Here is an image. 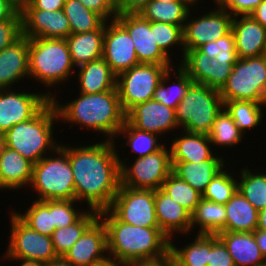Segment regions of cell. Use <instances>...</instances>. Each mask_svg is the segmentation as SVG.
<instances>
[{
	"label": "cell",
	"instance_id": "cell-39",
	"mask_svg": "<svg viewBox=\"0 0 266 266\" xmlns=\"http://www.w3.org/2000/svg\"><path fill=\"white\" fill-rule=\"evenodd\" d=\"M15 214L30 228L40 234L52 236L55 225L52 219V200H34L24 213Z\"/></svg>",
	"mask_w": 266,
	"mask_h": 266
},
{
	"label": "cell",
	"instance_id": "cell-23",
	"mask_svg": "<svg viewBox=\"0 0 266 266\" xmlns=\"http://www.w3.org/2000/svg\"><path fill=\"white\" fill-rule=\"evenodd\" d=\"M29 38L21 36L0 51V89H13L24 77L29 78Z\"/></svg>",
	"mask_w": 266,
	"mask_h": 266
},
{
	"label": "cell",
	"instance_id": "cell-57",
	"mask_svg": "<svg viewBox=\"0 0 266 266\" xmlns=\"http://www.w3.org/2000/svg\"><path fill=\"white\" fill-rule=\"evenodd\" d=\"M7 2L18 12L21 13L31 2V0H7Z\"/></svg>",
	"mask_w": 266,
	"mask_h": 266
},
{
	"label": "cell",
	"instance_id": "cell-37",
	"mask_svg": "<svg viewBox=\"0 0 266 266\" xmlns=\"http://www.w3.org/2000/svg\"><path fill=\"white\" fill-rule=\"evenodd\" d=\"M98 217L99 212L87 210L76 223L56 229L51 236L56 255L63 257Z\"/></svg>",
	"mask_w": 266,
	"mask_h": 266
},
{
	"label": "cell",
	"instance_id": "cell-49",
	"mask_svg": "<svg viewBox=\"0 0 266 266\" xmlns=\"http://www.w3.org/2000/svg\"><path fill=\"white\" fill-rule=\"evenodd\" d=\"M22 36V20L0 22V51L10 46Z\"/></svg>",
	"mask_w": 266,
	"mask_h": 266
},
{
	"label": "cell",
	"instance_id": "cell-1",
	"mask_svg": "<svg viewBox=\"0 0 266 266\" xmlns=\"http://www.w3.org/2000/svg\"><path fill=\"white\" fill-rule=\"evenodd\" d=\"M116 141H99L93 145L61 146L68 152L74 175L75 200L87 202L89 210H107L120 187V163Z\"/></svg>",
	"mask_w": 266,
	"mask_h": 266
},
{
	"label": "cell",
	"instance_id": "cell-6",
	"mask_svg": "<svg viewBox=\"0 0 266 266\" xmlns=\"http://www.w3.org/2000/svg\"><path fill=\"white\" fill-rule=\"evenodd\" d=\"M48 155L33 164L30 186L39 195L35 200H74V175L68 152L59 144L57 149Z\"/></svg>",
	"mask_w": 266,
	"mask_h": 266
},
{
	"label": "cell",
	"instance_id": "cell-19",
	"mask_svg": "<svg viewBox=\"0 0 266 266\" xmlns=\"http://www.w3.org/2000/svg\"><path fill=\"white\" fill-rule=\"evenodd\" d=\"M126 120L135 128L165 137V132L180 129L175 109L151 99L138 103L126 113ZM171 130V131H170Z\"/></svg>",
	"mask_w": 266,
	"mask_h": 266
},
{
	"label": "cell",
	"instance_id": "cell-47",
	"mask_svg": "<svg viewBox=\"0 0 266 266\" xmlns=\"http://www.w3.org/2000/svg\"><path fill=\"white\" fill-rule=\"evenodd\" d=\"M207 266H235L227 247L217 235H209V261Z\"/></svg>",
	"mask_w": 266,
	"mask_h": 266
},
{
	"label": "cell",
	"instance_id": "cell-31",
	"mask_svg": "<svg viewBox=\"0 0 266 266\" xmlns=\"http://www.w3.org/2000/svg\"><path fill=\"white\" fill-rule=\"evenodd\" d=\"M195 227H199L197 234L217 235L226 232L224 204L202 198L191 213V232Z\"/></svg>",
	"mask_w": 266,
	"mask_h": 266
},
{
	"label": "cell",
	"instance_id": "cell-16",
	"mask_svg": "<svg viewBox=\"0 0 266 266\" xmlns=\"http://www.w3.org/2000/svg\"><path fill=\"white\" fill-rule=\"evenodd\" d=\"M109 22H105L102 58L118 76L140 63L128 31L116 19Z\"/></svg>",
	"mask_w": 266,
	"mask_h": 266
},
{
	"label": "cell",
	"instance_id": "cell-4",
	"mask_svg": "<svg viewBox=\"0 0 266 266\" xmlns=\"http://www.w3.org/2000/svg\"><path fill=\"white\" fill-rule=\"evenodd\" d=\"M58 120L57 110L50 99L32 118L13 125L4 134L5 146L35 164L59 146L53 137V126Z\"/></svg>",
	"mask_w": 266,
	"mask_h": 266
},
{
	"label": "cell",
	"instance_id": "cell-10",
	"mask_svg": "<svg viewBox=\"0 0 266 266\" xmlns=\"http://www.w3.org/2000/svg\"><path fill=\"white\" fill-rule=\"evenodd\" d=\"M164 145L156 153L136 158L133 165L120 159V185L134 189L157 190L172 172L170 147Z\"/></svg>",
	"mask_w": 266,
	"mask_h": 266
},
{
	"label": "cell",
	"instance_id": "cell-60",
	"mask_svg": "<svg viewBox=\"0 0 266 266\" xmlns=\"http://www.w3.org/2000/svg\"><path fill=\"white\" fill-rule=\"evenodd\" d=\"M8 260H20L21 264L20 266H46V263H42L39 261H33V260H24V259H8Z\"/></svg>",
	"mask_w": 266,
	"mask_h": 266
},
{
	"label": "cell",
	"instance_id": "cell-43",
	"mask_svg": "<svg viewBox=\"0 0 266 266\" xmlns=\"http://www.w3.org/2000/svg\"><path fill=\"white\" fill-rule=\"evenodd\" d=\"M224 168L207 185L202 198L215 203L226 204L238 190V179Z\"/></svg>",
	"mask_w": 266,
	"mask_h": 266
},
{
	"label": "cell",
	"instance_id": "cell-8",
	"mask_svg": "<svg viewBox=\"0 0 266 266\" xmlns=\"http://www.w3.org/2000/svg\"><path fill=\"white\" fill-rule=\"evenodd\" d=\"M219 92L223 103L244 100L266 104V54L238 58Z\"/></svg>",
	"mask_w": 266,
	"mask_h": 266
},
{
	"label": "cell",
	"instance_id": "cell-40",
	"mask_svg": "<svg viewBox=\"0 0 266 266\" xmlns=\"http://www.w3.org/2000/svg\"><path fill=\"white\" fill-rule=\"evenodd\" d=\"M247 166L241 169L238 190L258 210L266 208V174L252 173Z\"/></svg>",
	"mask_w": 266,
	"mask_h": 266
},
{
	"label": "cell",
	"instance_id": "cell-18",
	"mask_svg": "<svg viewBox=\"0 0 266 266\" xmlns=\"http://www.w3.org/2000/svg\"><path fill=\"white\" fill-rule=\"evenodd\" d=\"M236 62H218L199 49L186 51L178 64L195 83L220 90L226 83Z\"/></svg>",
	"mask_w": 266,
	"mask_h": 266
},
{
	"label": "cell",
	"instance_id": "cell-2",
	"mask_svg": "<svg viewBox=\"0 0 266 266\" xmlns=\"http://www.w3.org/2000/svg\"><path fill=\"white\" fill-rule=\"evenodd\" d=\"M107 231L109 259L121 263L154 261L169 255L170 239L159 227H140L120 221L109 209L99 212Z\"/></svg>",
	"mask_w": 266,
	"mask_h": 266
},
{
	"label": "cell",
	"instance_id": "cell-28",
	"mask_svg": "<svg viewBox=\"0 0 266 266\" xmlns=\"http://www.w3.org/2000/svg\"><path fill=\"white\" fill-rule=\"evenodd\" d=\"M224 159H208L198 163L171 161L172 172L203 194L212 178L225 168Z\"/></svg>",
	"mask_w": 266,
	"mask_h": 266
},
{
	"label": "cell",
	"instance_id": "cell-42",
	"mask_svg": "<svg viewBox=\"0 0 266 266\" xmlns=\"http://www.w3.org/2000/svg\"><path fill=\"white\" fill-rule=\"evenodd\" d=\"M162 188L170 194L172 199L186 208L190 213L202 199V194L196 191L190 184L179 178L173 172L163 182Z\"/></svg>",
	"mask_w": 266,
	"mask_h": 266
},
{
	"label": "cell",
	"instance_id": "cell-25",
	"mask_svg": "<svg viewBox=\"0 0 266 266\" xmlns=\"http://www.w3.org/2000/svg\"><path fill=\"white\" fill-rule=\"evenodd\" d=\"M182 135V136H181ZM170 143L171 161L202 162L208 159H223L213 153L208 134L190 133L183 130Z\"/></svg>",
	"mask_w": 266,
	"mask_h": 266
},
{
	"label": "cell",
	"instance_id": "cell-29",
	"mask_svg": "<svg viewBox=\"0 0 266 266\" xmlns=\"http://www.w3.org/2000/svg\"><path fill=\"white\" fill-rule=\"evenodd\" d=\"M79 93L96 94L116 88L117 76L103 58L78 67Z\"/></svg>",
	"mask_w": 266,
	"mask_h": 266
},
{
	"label": "cell",
	"instance_id": "cell-44",
	"mask_svg": "<svg viewBox=\"0 0 266 266\" xmlns=\"http://www.w3.org/2000/svg\"><path fill=\"white\" fill-rule=\"evenodd\" d=\"M198 49L210 59L215 58L218 62H236L238 59L235 38L232 31L224 37L203 44Z\"/></svg>",
	"mask_w": 266,
	"mask_h": 266
},
{
	"label": "cell",
	"instance_id": "cell-62",
	"mask_svg": "<svg viewBox=\"0 0 266 266\" xmlns=\"http://www.w3.org/2000/svg\"><path fill=\"white\" fill-rule=\"evenodd\" d=\"M180 1H182L189 8L193 7L195 4H197L199 2L198 0H180ZM213 2H214V0H213Z\"/></svg>",
	"mask_w": 266,
	"mask_h": 266
},
{
	"label": "cell",
	"instance_id": "cell-3",
	"mask_svg": "<svg viewBox=\"0 0 266 266\" xmlns=\"http://www.w3.org/2000/svg\"><path fill=\"white\" fill-rule=\"evenodd\" d=\"M53 102L59 120L80 124L86 129L102 133L106 141H114L124 125L126 113L123 111L117 89L96 94L79 93L76 99L60 104L54 95ZM59 103V104H58Z\"/></svg>",
	"mask_w": 266,
	"mask_h": 266
},
{
	"label": "cell",
	"instance_id": "cell-24",
	"mask_svg": "<svg viewBox=\"0 0 266 266\" xmlns=\"http://www.w3.org/2000/svg\"><path fill=\"white\" fill-rule=\"evenodd\" d=\"M218 238L227 247L235 266H260L266 258L259 248L255 232H219Z\"/></svg>",
	"mask_w": 266,
	"mask_h": 266
},
{
	"label": "cell",
	"instance_id": "cell-59",
	"mask_svg": "<svg viewBox=\"0 0 266 266\" xmlns=\"http://www.w3.org/2000/svg\"><path fill=\"white\" fill-rule=\"evenodd\" d=\"M46 266H74L69 261L65 260L63 257H57L46 263Z\"/></svg>",
	"mask_w": 266,
	"mask_h": 266
},
{
	"label": "cell",
	"instance_id": "cell-17",
	"mask_svg": "<svg viewBox=\"0 0 266 266\" xmlns=\"http://www.w3.org/2000/svg\"><path fill=\"white\" fill-rule=\"evenodd\" d=\"M107 231L98 217L82 234L63 258L74 266H96L109 259Z\"/></svg>",
	"mask_w": 266,
	"mask_h": 266
},
{
	"label": "cell",
	"instance_id": "cell-21",
	"mask_svg": "<svg viewBox=\"0 0 266 266\" xmlns=\"http://www.w3.org/2000/svg\"><path fill=\"white\" fill-rule=\"evenodd\" d=\"M156 219L160 230L172 241L176 233L190 234L191 213L162 187L154 190Z\"/></svg>",
	"mask_w": 266,
	"mask_h": 266
},
{
	"label": "cell",
	"instance_id": "cell-35",
	"mask_svg": "<svg viewBox=\"0 0 266 266\" xmlns=\"http://www.w3.org/2000/svg\"><path fill=\"white\" fill-rule=\"evenodd\" d=\"M62 10L69 20L71 34L97 30L106 22L102 16L86 8L79 0H66Z\"/></svg>",
	"mask_w": 266,
	"mask_h": 266
},
{
	"label": "cell",
	"instance_id": "cell-36",
	"mask_svg": "<svg viewBox=\"0 0 266 266\" xmlns=\"http://www.w3.org/2000/svg\"><path fill=\"white\" fill-rule=\"evenodd\" d=\"M265 105L253 101L231 100L224 102V109L231 116L240 131L245 134L248 129H254L257 125H261L262 118L264 117L262 111Z\"/></svg>",
	"mask_w": 266,
	"mask_h": 266
},
{
	"label": "cell",
	"instance_id": "cell-7",
	"mask_svg": "<svg viewBox=\"0 0 266 266\" xmlns=\"http://www.w3.org/2000/svg\"><path fill=\"white\" fill-rule=\"evenodd\" d=\"M223 108L218 89L192 82L175 109L177 125L186 132L209 134Z\"/></svg>",
	"mask_w": 266,
	"mask_h": 266
},
{
	"label": "cell",
	"instance_id": "cell-15",
	"mask_svg": "<svg viewBox=\"0 0 266 266\" xmlns=\"http://www.w3.org/2000/svg\"><path fill=\"white\" fill-rule=\"evenodd\" d=\"M115 19L133 40L139 63L173 65L172 57H168L155 42L154 22L144 19L140 14H122Z\"/></svg>",
	"mask_w": 266,
	"mask_h": 266
},
{
	"label": "cell",
	"instance_id": "cell-26",
	"mask_svg": "<svg viewBox=\"0 0 266 266\" xmlns=\"http://www.w3.org/2000/svg\"><path fill=\"white\" fill-rule=\"evenodd\" d=\"M33 163L5 146L0 156V189L20 190L32 180Z\"/></svg>",
	"mask_w": 266,
	"mask_h": 266
},
{
	"label": "cell",
	"instance_id": "cell-55",
	"mask_svg": "<svg viewBox=\"0 0 266 266\" xmlns=\"http://www.w3.org/2000/svg\"><path fill=\"white\" fill-rule=\"evenodd\" d=\"M250 15L266 29V0H262Z\"/></svg>",
	"mask_w": 266,
	"mask_h": 266
},
{
	"label": "cell",
	"instance_id": "cell-51",
	"mask_svg": "<svg viewBox=\"0 0 266 266\" xmlns=\"http://www.w3.org/2000/svg\"><path fill=\"white\" fill-rule=\"evenodd\" d=\"M151 0H118L115 11L117 15L139 14Z\"/></svg>",
	"mask_w": 266,
	"mask_h": 266
},
{
	"label": "cell",
	"instance_id": "cell-22",
	"mask_svg": "<svg viewBox=\"0 0 266 266\" xmlns=\"http://www.w3.org/2000/svg\"><path fill=\"white\" fill-rule=\"evenodd\" d=\"M231 31L234 34L238 58L265 55L266 29L251 15L233 17Z\"/></svg>",
	"mask_w": 266,
	"mask_h": 266
},
{
	"label": "cell",
	"instance_id": "cell-20",
	"mask_svg": "<svg viewBox=\"0 0 266 266\" xmlns=\"http://www.w3.org/2000/svg\"><path fill=\"white\" fill-rule=\"evenodd\" d=\"M21 18L22 35L27 38L66 39L71 34L69 20L62 9H24Z\"/></svg>",
	"mask_w": 266,
	"mask_h": 266
},
{
	"label": "cell",
	"instance_id": "cell-9",
	"mask_svg": "<svg viewBox=\"0 0 266 266\" xmlns=\"http://www.w3.org/2000/svg\"><path fill=\"white\" fill-rule=\"evenodd\" d=\"M173 65L140 63L117 76L116 88L121 107L127 113L138 103L154 97L163 75Z\"/></svg>",
	"mask_w": 266,
	"mask_h": 266
},
{
	"label": "cell",
	"instance_id": "cell-12",
	"mask_svg": "<svg viewBox=\"0 0 266 266\" xmlns=\"http://www.w3.org/2000/svg\"><path fill=\"white\" fill-rule=\"evenodd\" d=\"M109 210L124 223L140 227H159L152 189H134L120 185Z\"/></svg>",
	"mask_w": 266,
	"mask_h": 266
},
{
	"label": "cell",
	"instance_id": "cell-46",
	"mask_svg": "<svg viewBox=\"0 0 266 266\" xmlns=\"http://www.w3.org/2000/svg\"><path fill=\"white\" fill-rule=\"evenodd\" d=\"M77 200H52V219L55 225V230L70 226L76 223L86 212L75 209Z\"/></svg>",
	"mask_w": 266,
	"mask_h": 266
},
{
	"label": "cell",
	"instance_id": "cell-14",
	"mask_svg": "<svg viewBox=\"0 0 266 266\" xmlns=\"http://www.w3.org/2000/svg\"><path fill=\"white\" fill-rule=\"evenodd\" d=\"M18 91V92H16ZM0 89V133L5 134L13 125L32 118L50 99L52 93H28L22 90Z\"/></svg>",
	"mask_w": 266,
	"mask_h": 266
},
{
	"label": "cell",
	"instance_id": "cell-48",
	"mask_svg": "<svg viewBox=\"0 0 266 266\" xmlns=\"http://www.w3.org/2000/svg\"><path fill=\"white\" fill-rule=\"evenodd\" d=\"M262 0H214L217 7L225 9L233 17L250 15Z\"/></svg>",
	"mask_w": 266,
	"mask_h": 266
},
{
	"label": "cell",
	"instance_id": "cell-5",
	"mask_svg": "<svg viewBox=\"0 0 266 266\" xmlns=\"http://www.w3.org/2000/svg\"><path fill=\"white\" fill-rule=\"evenodd\" d=\"M28 62L29 77L49 89L76 73L65 39L29 38Z\"/></svg>",
	"mask_w": 266,
	"mask_h": 266
},
{
	"label": "cell",
	"instance_id": "cell-50",
	"mask_svg": "<svg viewBox=\"0 0 266 266\" xmlns=\"http://www.w3.org/2000/svg\"><path fill=\"white\" fill-rule=\"evenodd\" d=\"M88 9L102 16L106 21L117 16L115 7L108 0H79Z\"/></svg>",
	"mask_w": 266,
	"mask_h": 266
},
{
	"label": "cell",
	"instance_id": "cell-63",
	"mask_svg": "<svg viewBox=\"0 0 266 266\" xmlns=\"http://www.w3.org/2000/svg\"><path fill=\"white\" fill-rule=\"evenodd\" d=\"M4 148H5V137H4V134L0 133V156Z\"/></svg>",
	"mask_w": 266,
	"mask_h": 266
},
{
	"label": "cell",
	"instance_id": "cell-52",
	"mask_svg": "<svg viewBox=\"0 0 266 266\" xmlns=\"http://www.w3.org/2000/svg\"><path fill=\"white\" fill-rule=\"evenodd\" d=\"M66 0H31L25 9L57 11L63 9Z\"/></svg>",
	"mask_w": 266,
	"mask_h": 266
},
{
	"label": "cell",
	"instance_id": "cell-65",
	"mask_svg": "<svg viewBox=\"0 0 266 266\" xmlns=\"http://www.w3.org/2000/svg\"><path fill=\"white\" fill-rule=\"evenodd\" d=\"M157 1H160V2H171V1H180V0H157Z\"/></svg>",
	"mask_w": 266,
	"mask_h": 266
},
{
	"label": "cell",
	"instance_id": "cell-56",
	"mask_svg": "<svg viewBox=\"0 0 266 266\" xmlns=\"http://www.w3.org/2000/svg\"><path fill=\"white\" fill-rule=\"evenodd\" d=\"M255 238L259 248L261 249L262 254L266 258V230L265 231L256 230Z\"/></svg>",
	"mask_w": 266,
	"mask_h": 266
},
{
	"label": "cell",
	"instance_id": "cell-53",
	"mask_svg": "<svg viewBox=\"0 0 266 266\" xmlns=\"http://www.w3.org/2000/svg\"><path fill=\"white\" fill-rule=\"evenodd\" d=\"M5 20H22L21 13H18L7 0H0V22Z\"/></svg>",
	"mask_w": 266,
	"mask_h": 266
},
{
	"label": "cell",
	"instance_id": "cell-30",
	"mask_svg": "<svg viewBox=\"0 0 266 266\" xmlns=\"http://www.w3.org/2000/svg\"><path fill=\"white\" fill-rule=\"evenodd\" d=\"M227 232H255L258 224V210L237 190L224 204Z\"/></svg>",
	"mask_w": 266,
	"mask_h": 266
},
{
	"label": "cell",
	"instance_id": "cell-61",
	"mask_svg": "<svg viewBox=\"0 0 266 266\" xmlns=\"http://www.w3.org/2000/svg\"><path fill=\"white\" fill-rule=\"evenodd\" d=\"M96 266H129V264L121 263V262H118L115 260L108 259L107 261H105L101 264H98Z\"/></svg>",
	"mask_w": 266,
	"mask_h": 266
},
{
	"label": "cell",
	"instance_id": "cell-32",
	"mask_svg": "<svg viewBox=\"0 0 266 266\" xmlns=\"http://www.w3.org/2000/svg\"><path fill=\"white\" fill-rule=\"evenodd\" d=\"M174 68H176L177 71L174 70ZM170 71L173 72V76L176 75L175 77L177 82L169 86L167 83H169L172 76V72ZM192 82V79L180 66L176 67L174 65V67L169 68L163 75L161 83L158 85L154 93L153 99L159 101L160 103H163L169 108L176 109L178 103L185 96L187 89Z\"/></svg>",
	"mask_w": 266,
	"mask_h": 266
},
{
	"label": "cell",
	"instance_id": "cell-27",
	"mask_svg": "<svg viewBox=\"0 0 266 266\" xmlns=\"http://www.w3.org/2000/svg\"><path fill=\"white\" fill-rule=\"evenodd\" d=\"M105 23L97 30L70 34L65 40L75 68L102 58Z\"/></svg>",
	"mask_w": 266,
	"mask_h": 266
},
{
	"label": "cell",
	"instance_id": "cell-64",
	"mask_svg": "<svg viewBox=\"0 0 266 266\" xmlns=\"http://www.w3.org/2000/svg\"><path fill=\"white\" fill-rule=\"evenodd\" d=\"M108 1L116 8L118 0H108Z\"/></svg>",
	"mask_w": 266,
	"mask_h": 266
},
{
	"label": "cell",
	"instance_id": "cell-34",
	"mask_svg": "<svg viewBox=\"0 0 266 266\" xmlns=\"http://www.w3.org/2000/svg\"><path fill=\"white\" fill-rule=\"evenodd\" d=\"M170 241L169 254L173 257L176 266H207L209 261V235L197 234L194 241L184 248L176 247Z\"/></svg>",
	"mask_w": 266,
	"mask_h": 266
},
{
	"label": "cell",
	"instance_id": "cell-33",
	"mask_svg": "<svg viewBox=\"0 0 266 266\" xmlns=\"http://www.w3.org/2000/svg\"><path fill=\"white\" fill-rule=\"evenodd\" d=\"M190 8L182 1L160 2L151 0L140 15L150 22H164L184 28Z\"/></svg>",
	"mask_w": 266,
	"mask_h": 266
},
{
	"label": "cell",
	"instance_id": "cell-38",
	"mask_svg": "<svg viewBox=\"0 0 266 266\" xmlns=\"http://www.w3.org/2000/svg\"><path fill=\"white\" fill-rule=\"evenodd\" d=\"M119 137L122 135L126 139V145L129 146L133 153L137 154L135 158H142L146 155L156 153L164 145L159 141L160 136L157 134L142 131L132 126L127 120L119 130ZM128 138V139H127Z\"/></svg>",
	"mask_w": 266,
	"mask_h": 266
},
{
	"label": "cell",
	"instance_id": "cell-41",
	"mask_svg": "<svg viewBox=\"0 0 266 266\" xmlns=\"http://www.w3.org/2000/svg\"><path fill=\"white\" fill-rule=\"evenodd\" d=\"M208 136L213 146H225L229 149L235 148L245 137L224 108L217 115Z\"/></svg>",
	"mask_w": 266,
	"mask_h": 266
},
{
	"label": "cell",
	"instance_id": "cell-54",
	"mask_svg": "<svg viewBox=\"0 0 266 266\" xmlns=\"http://www.w3.org/2000/svg\"><path fill=\"white\" fill-rule=\"evenodd\" d=\"M129 266H176L173 257L169 254L165 258L154 261L130 263Z\"/></svg>",
	"mask_w": 266,
	"mask_h": 266
},
{
	"label": "cell",
	"instance_id": "cell-11",
	"mask_svg": "<svg viewBox=\"0 0 266 266\" xmlns=\"http://www.w3.org/2000/svg\"><path fill=\"white\" fill-rule=\"evenodd\" d=\"M10 241L3 257L7 259H24L48 263L56 259L50 236L34 231L26 225L15 212L10 215Z\"/></svg>",
	"mask_w": 266,
	"mask_h": 266
},
{
	"label": "cell",
	"instance_id": "cell-13",
	"mask_svg": "<svg viewBox=\"0 0 266 266\" xmlns=\"http://www.w3.org/2000/svg\"><path fill=\"white\" fill-rule=\"evenodd\" d=\"M191 9L183 28V49H198L203 44L224 37L231 31L233 16L225 9L216 7L198 18H191ZM191 18L190 20H188Z\"/></svg>",
	"mask_w": 266,
	"mask_h": 266
},
{
	"label": "cell",
	"instance_id": "cell-58",
	"mask_svg": "<svg viewBox=\"0 0 266 266\" xmlns=\"http://www.w3.org/2000/svg\"><path fill=\"white\" fill-rule=\"evenodd\" d=\"M256 230H266V208L261 211H258V224Z\"/></svg>",
	"mask_w": 266,
	"mask_h": 266
},
{
	"label": "cell",
	"instance_id": "cell-45",
	"mask_svg": "<svg viewBox=\"0 0 266 266\" xmlns=\"http://www.w3.org/2000/svg\"><path fill=\"white\" fill-rule=\"evenodd\" d=\"M154 37L157 45L168 57L172 56V54L169 55V52H172L170 50L173 46L180 45L181 51H183L180 57L183 59V29L180 26L164 22H154Z\"/></svg>",
	"mask_w": 266,
	"mask_h": 266
}]
</instances>
